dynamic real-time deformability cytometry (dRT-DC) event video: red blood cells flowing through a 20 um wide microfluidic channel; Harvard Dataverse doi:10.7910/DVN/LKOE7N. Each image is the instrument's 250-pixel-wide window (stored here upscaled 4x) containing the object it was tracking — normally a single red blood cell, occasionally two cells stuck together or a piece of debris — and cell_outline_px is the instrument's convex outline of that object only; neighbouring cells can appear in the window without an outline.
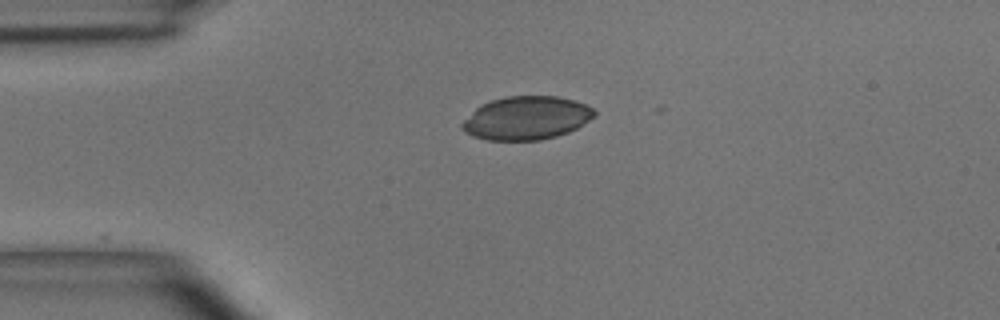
{"species": "common noctule bat (a hibernating species)", "species_latin": "Nyctalus noctula", "temperature_condition": "room temperature", "stored_images_in_passage": 7, "camera_frame_rate_fps": 3000, "um_per_image_px": 0.085, "animal": {"sex": "male", "body_mass_g": 15.6}, "frame": {"image": 1, "passage_image": 1, "time_ms": 0.0, "image_size_px": [1000, 320], "cell_outline_px": [[596, 116], [576, 128], [568, 132], [556, 136], [540, 140], [488, 140], [472, 136], [464, 132], [460, 128], [460, 124], [476, 108], [492, 100], [504, 96], [556, 96], [572, 100], [584, 104], [592, 108], [596, 112]], "centroid_in_image_um": [44.73, 10.04], "position_along_channel_um": 40.3, "area_um2": 33.29}}